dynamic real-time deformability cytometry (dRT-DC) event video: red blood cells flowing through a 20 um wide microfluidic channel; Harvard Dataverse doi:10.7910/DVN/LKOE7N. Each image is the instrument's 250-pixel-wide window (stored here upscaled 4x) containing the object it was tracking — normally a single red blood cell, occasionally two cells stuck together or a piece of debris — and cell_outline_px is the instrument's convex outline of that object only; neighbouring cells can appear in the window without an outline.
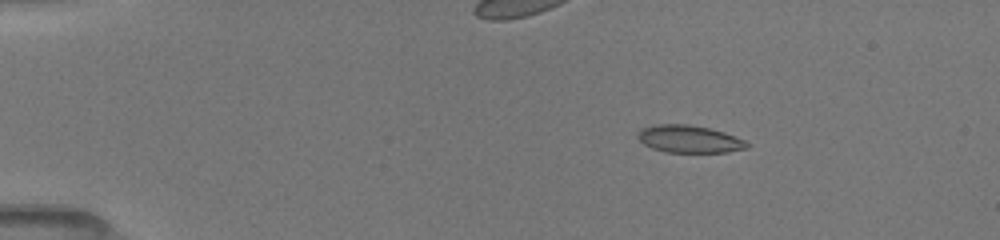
{"species": "common noctule bat (a hibernating species)", "species_latin": "Nyctalus noctula", "temperature_condition": "room temperature", "stored_images_in_passage": 6, "camera_frame_rate_fps": 3000, "um_per_image_px": 0.085, "animal": {"sex": "female", "body_mass_g": 19.5, "forearm_length_mm": 54.1}, "frame": {"image": 1, "passage_image": 2, "time_ms": 1.333, "image_size_px": [1000, 240], "cell_outline_px": [[748, 148], [728, 152], [664, 152], [652, 148], [644, 144], [636, 136], [636, 132], [644, 128], [656, 124], [688, 124], [708, 128], [724, 132], [744, 140], [748, 144]], "centroid_in_image_um": [58.56, 11.82], "position_along_channel_um": 26.4, "area_um2": 17.4}}
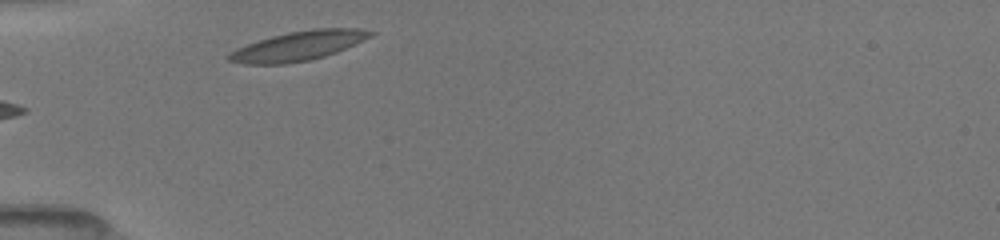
{"frame": {"image": 2, "passage_image": 5, "time_ms": 5.0, "image_size_px": [1000, 240], "cell_outline_px": [[376, 32], [372, 36], [364, 40], [336, 52], [324, 56], [308, 60], [288, 64], [244, 64], [228, 60], [228, 56], [236, 48], [272, 36], [288, 32], [312, 28], [360, 28]], "centroid_in_image_um": [25.4, 3.89], "position_along_channel_um": 59.6, "area_um2": 24.1}}
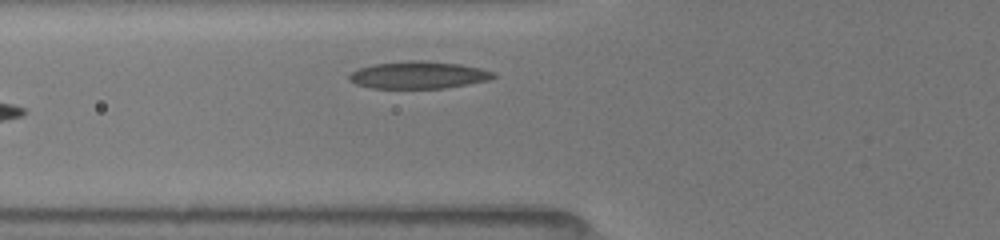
{"frame": {"image": 3, "passage_image": 6, "time_ms": 6.0, "image_size_px": [1000, 240], "cell_outline_px": [[496, 76], [488, 80], [468, 84], [444, 88], [372, 88], [356, 84], [348, 80], [348, 76], [352, 72], [360, 68], [376, 64], [408, 60], [424, 60], [460, 64], [480, 68], [496, 72]], "centroid_in_image_um": [35.59, 6.37], "position_along_channel_um": 90.2, "area_um2": 22.89}}